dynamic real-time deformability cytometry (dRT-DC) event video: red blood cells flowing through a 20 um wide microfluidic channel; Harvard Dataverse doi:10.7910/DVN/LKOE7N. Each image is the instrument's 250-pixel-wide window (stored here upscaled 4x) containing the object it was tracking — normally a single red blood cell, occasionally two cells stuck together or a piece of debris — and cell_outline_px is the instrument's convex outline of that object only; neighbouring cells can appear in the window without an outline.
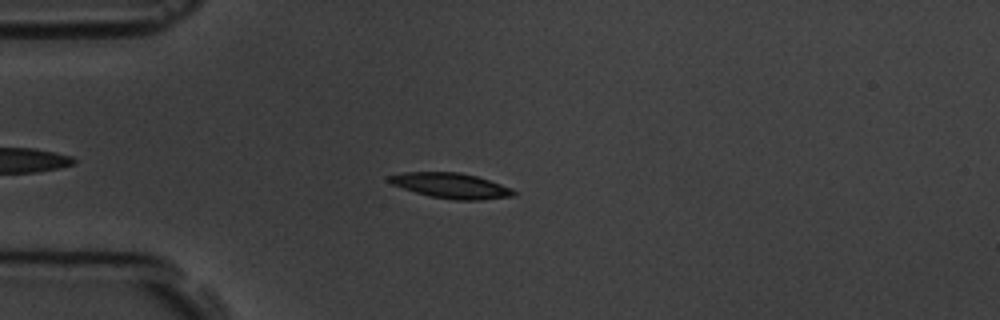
{"species": "common noctule bat (a hibernating species)", "species_latin": "Nyctalus noctula", "temperature_condition": "room temperature", "stored_images_in_passage": 44, "camera_frame_rate_fps": 3000, "um_per_image_px": 0.085, "animal": {"sex": "male", "body_mass_g": 19.5, "forearm_length_mm": 54.6}, "frame": {"image": 1, "passage_image": 10, "time_ms": 3.0, "image_size_px": [1000, 320], "cell_outline_px": [[516, 196], [480, 200], [456, 200], [428, 196], [392, 184], [384, 180], [388, 176], [404, 172], [460, 172], [476, 176], [512, 188], [516, 192]], "centroid_in_image_um": [38.33, 15.78], "position_along_channel_um": 46.7, "area_um2": 18.38}}
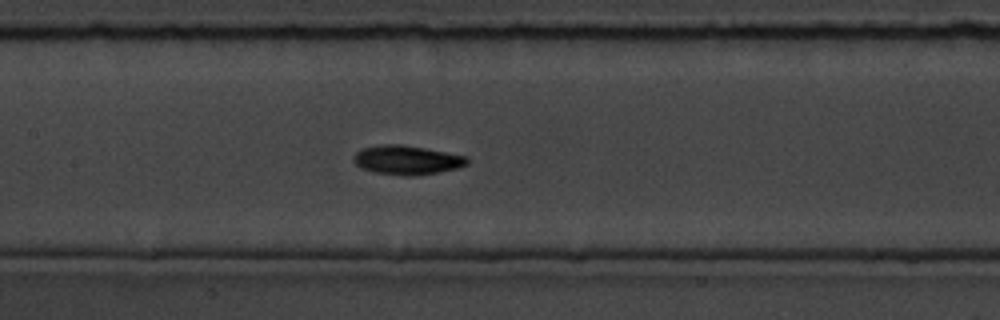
{"frame": {"image": 2, "passage_image": 22, "time_ms": 7.0, "image_size_px": [1000, 320], "cell_outline_px": [[468, 164], [456, 168], [416, 176], [404, 176], [376, 172], [360, 168], [352, 160], [352, 156], [360, 148], [380, 144], [400, 144], [424, 148], [468, 156]], "centroid_in_image_um": [34.54, 13.59], "position_along_channel_um": 172.9, "area_um2": 19.36}}
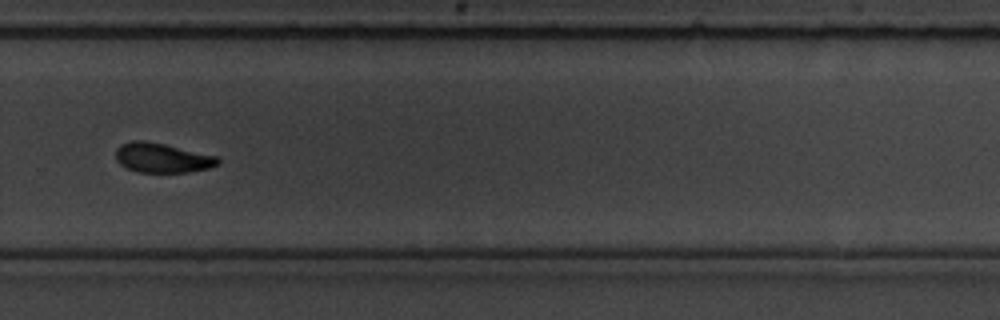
{"frame": {"image": 3, "passage_image": 34, "time_ms": 11.0, "image_size_px": [1000, 320], "cell_outline_px": [[220, 164], [208, 168], [188, 172], [140, 172], [128, 168], [120, 164], [116, 160], [116, 148], [120, 144], [132, 140], [144, 140], [164, 144], [216, 156], [220, 160]], "centroid_in_image_um": [13.76, 13.41], "position_along_channel_um": 316.0, "area_um2": 17.51}, "authors_computed_cell_mechanics": {"area_um2": 18.0047, "velocity_mm_per_s": 3.5928, "shape_relaxation_time_tau1_ms": 2.4933, "shape_relaxation_time_tau2_ms": 4.48, "deformation_change_tau1": 0.1206, "deformation_change_tau2": 0.1013}}